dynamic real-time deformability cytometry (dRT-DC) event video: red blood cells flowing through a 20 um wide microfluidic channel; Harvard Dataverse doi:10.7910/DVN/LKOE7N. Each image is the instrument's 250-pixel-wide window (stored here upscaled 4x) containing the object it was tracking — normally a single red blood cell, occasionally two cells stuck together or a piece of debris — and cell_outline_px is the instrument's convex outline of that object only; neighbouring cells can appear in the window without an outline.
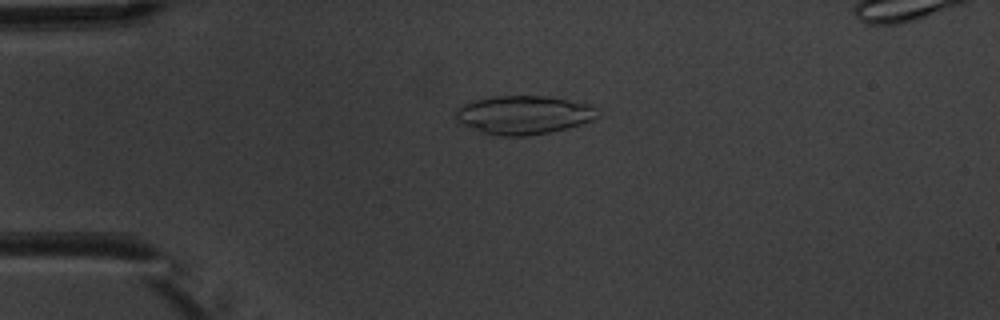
{"species": "common noctule bat (a hibernating species)", "species_latin": "Nyctalus noctula", "temperature_condition": "warm", "stored_images_in_passage": 6, "camera_frame_rate_fps": 3000, "um_per_image_px": 0.085, "animal": {"sex": "male", "body_mass_g": 20.1, "forearm_length_mm": 53.5}, "frame": {"image": 1, "passage_image": 4, "time_ms": 3.667, "image_size_px": [1000, 320], "cell_outline_px": [[596, 116], [592, 120], [584, 124], [568, 128], [548, 132], [524, 136], [500, 136], [480, 132], [456, 120], [456, 108], [460, 104], [472, 100], [496, 96], [548, 96], [588, 104], [596, 108]], "centroid_in_image_um": [44.47, 9.76], "position_along_channel_um": 40.5, "area_um2": 31.85}}